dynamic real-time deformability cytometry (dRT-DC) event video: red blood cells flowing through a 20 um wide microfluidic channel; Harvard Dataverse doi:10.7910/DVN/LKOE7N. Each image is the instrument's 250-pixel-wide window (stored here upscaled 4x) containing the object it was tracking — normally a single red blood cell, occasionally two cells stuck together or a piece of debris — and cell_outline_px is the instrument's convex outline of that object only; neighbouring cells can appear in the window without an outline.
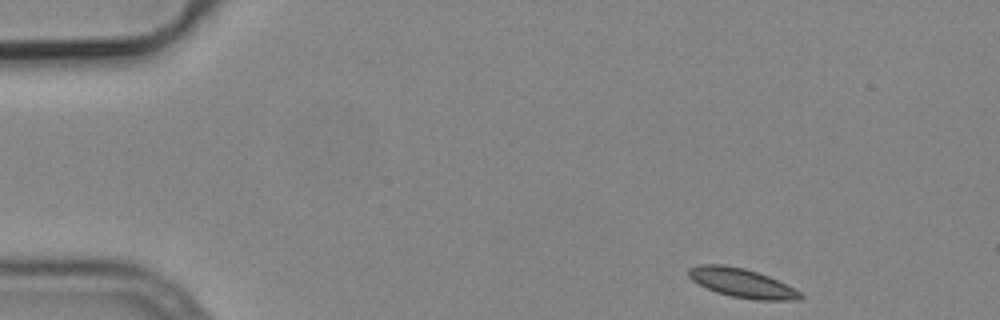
{"species": "common noctule bat (a hibernating species)", "species_latin": "Nyctalus noctula", "temperature_condition": "cold", "stored_images_in_passage": 49, "camera_frame_rate_fps": 3000, "um_per_image_px": 0.085, "animal": {"sex": "male", "body_mass_g": 19.2, "forearm_length_mm": 51.8}, "frame": {"image": 1, "passage_image": 1, "time_ms": 0.0, "image_size_px": [1000, 320], "cell_outline_px": [[804, 296], [800, 300], [756, 300], [732, 296], [716, 292], [692, 280], [688, 276], [688, 268], [700, 264], [724, 264], [744, 268], [768, 276], [800, 292]], "centroid_in_image_um": [63.03, 24.05], "position_along_channel_um": 22.0, "area_um2": 18.67}}
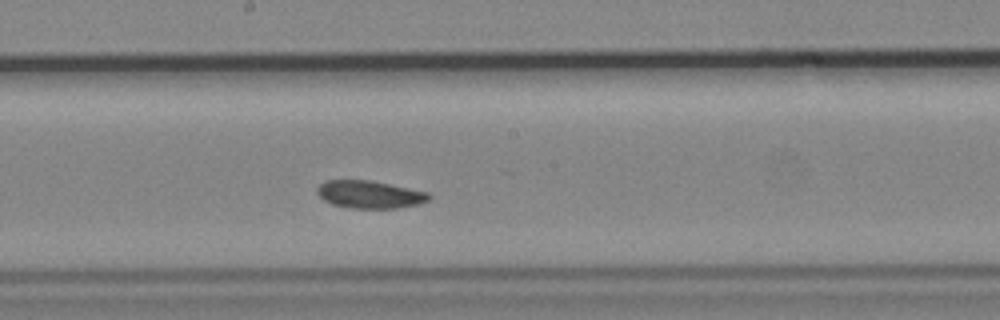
{"frame": {"image": 2, "passage_image": 24, "time_ms": 7.667, "image_size_px": [1000, 320], "cell_outline_px": [[432, 196], [428, 200], [420, 204], [396, 208], [348, 208], [332, 204], [324, 200], [316, 192], [316, 188], [324, 180], [372, 180], [428, 192]], "centroid_in_image_um": [31.41, 16.52], "position_along_channel_um": 216.8, "area_um2": 18.15}}
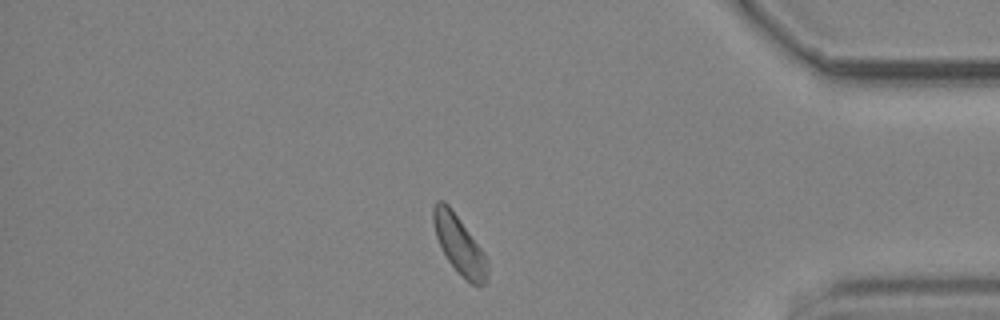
{"frame": {"image": 3, "passage_image": 41, "time_ms": 13.333, "image_size_px": [1000, 320], "cell_outline_px": [[488, 280], [484, 284], [472, 284], [448, 260], [436, 236], [432, 220], [432, 208], [436, 200], [444, 200], [448, 204], [484, 252], [488, 260]], "centroid_in_image_um": [39.04, 20.76], "position_along_channel_um": 396.2, "area_um2": 18.03}, "authors_computed_cell_mechanics": {"area_um2": 18.5538, "velocity_mm_per_s": 3.7136, "shape_relaxation_time_tau1_ms": 2.5378, "shape_relaxation_time_tau2_ms": null, "deformation_change_tau1": 0.0719, "deformation_change_tau2": null}}